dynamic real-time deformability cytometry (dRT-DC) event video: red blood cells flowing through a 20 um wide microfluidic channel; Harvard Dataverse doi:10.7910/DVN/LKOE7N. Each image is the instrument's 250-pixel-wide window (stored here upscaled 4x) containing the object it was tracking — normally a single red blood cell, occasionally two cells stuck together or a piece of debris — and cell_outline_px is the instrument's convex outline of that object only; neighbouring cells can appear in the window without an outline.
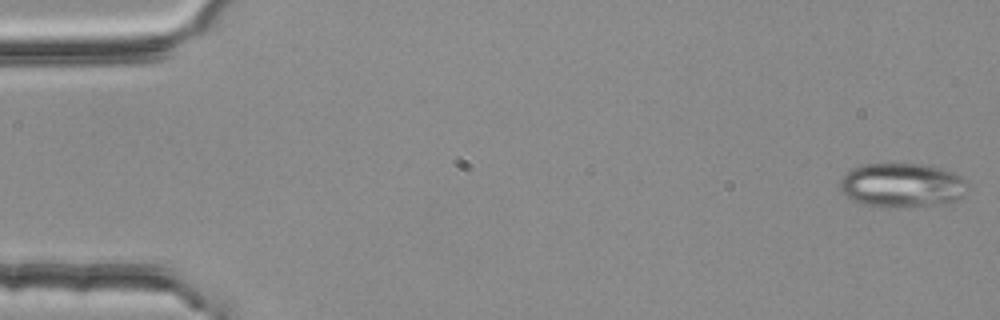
{"species": "common noctule bat (a hibernating species)", "species_latin": "Nyctalus noctula", "temperature_condition": "room temperature", "stored_images_in_passage": 3, "camera_frame_rate_fps": 3000, "um_per_image_px": 0.085, "animal": {"sex": "female", "body_mass_g": 25.1}, "frame": {"image": 1, "passage_image": 1, "time_ms": 0.0, "image_size_px": [1000, 320], "cell_outline_px": [[968, 184], [964, 196], [956, 200], [932, 204], [888, 208], [864, 204], [852, 200], [844, 196], [840, 192], [840, 180], [852, 168], [860, 164], [924, 164], [940, 168], [952, 172], [968, 180]], "centroid_in_image_um": [76.65, 15.74], "position_along_channel_um": 8.4, "area_um2": 32.95}}